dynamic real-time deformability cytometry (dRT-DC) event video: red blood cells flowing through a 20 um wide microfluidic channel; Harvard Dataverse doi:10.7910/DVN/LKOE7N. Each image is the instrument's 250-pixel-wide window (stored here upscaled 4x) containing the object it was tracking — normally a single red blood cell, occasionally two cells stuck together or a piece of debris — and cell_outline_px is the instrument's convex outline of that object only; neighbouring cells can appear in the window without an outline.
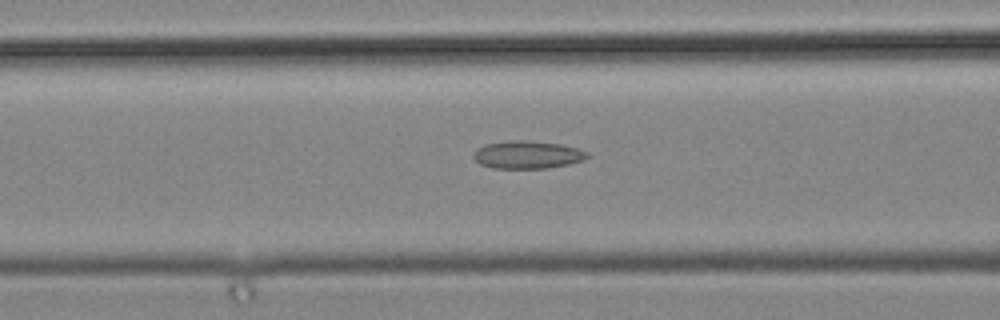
{"species": "common noctule bat (a hibernating species)", "species_latin": "Nyctalus noctula", "temperature_condition": "cold", "stored_images_in_passage": 37, "camera_frame_rate_fps": 3000, "um_per_image_px": 0.085, "animal": {"sex": "male", "body_mass_g": 19.2, "forearm_length_mm": 51.8}, "frame": {"image": 1, "passage_image": 11, "time_ms": 3.333, "image_size_px": [1000, 320], "cell_outline_px": [[588, 156], [584, 160], [568, 164], [548, 168], [492, 168], [480, 164], [472, 156], [472, 152], [476, 148], [484, 144], [508, 140], [524, 140], [564, 144], [588, 152]], "centroid_in_image_um": [44.79, 13.14], "position_along_channel_um": 121.8, "area_um2": 18.61}}
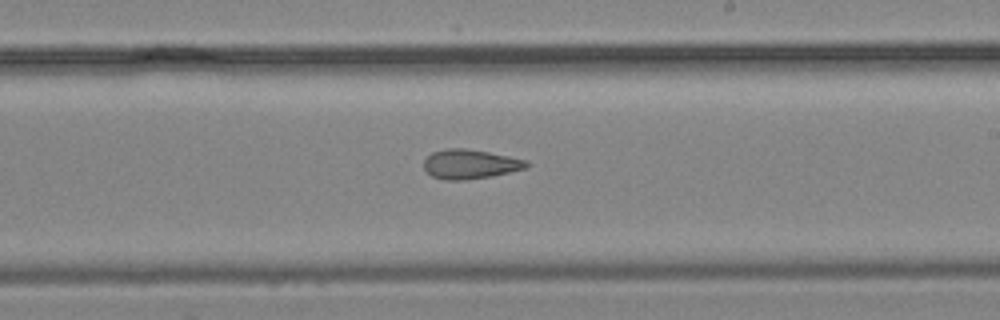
{"frame": {"image": 2, "passage_image": 20, "time_ms": 6.333, "image_size_px": [1000, 320], "cell_outline_px": [[532, 164], [528, 168], [492, 176], [464, 180], [444, 180], [432, 176], [424, 168], [424, 160], [432, 152], [448, 148], [464, 148], [488, 152], [528, 160]], "centroid_in_image_um": [40.0, 13.95], "position_along_channel_um": 249.0, "area_um2": 17.69}}
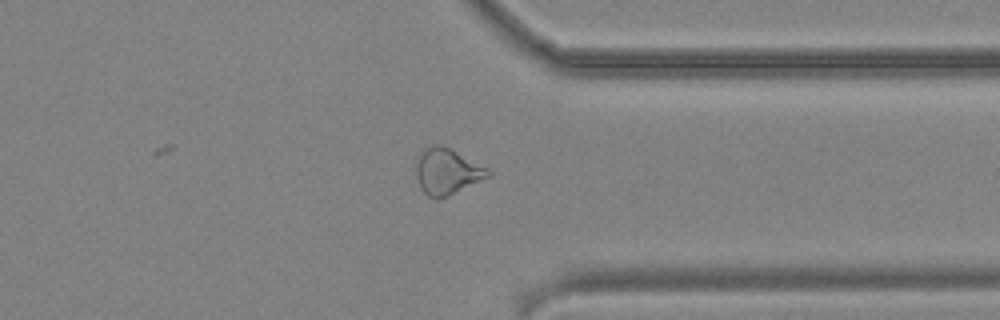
{"frame": {"image": 3, "passage_image": 29, "time_ms": 9.333, "image_size_px": [1000, 320], "cell_outline_px": [[492, 176], [448, 196], [436, 200], [428, 196], [420, 188], [416, 176], [416, 164], [420, 152], [432, 144], [440, 144], [452, 148], [488, 168], [492, 172]], "centroid_in_image_um": [38.02, 14.57], "position_along_channel_um": 373.4, "area_um2": 19.71}}